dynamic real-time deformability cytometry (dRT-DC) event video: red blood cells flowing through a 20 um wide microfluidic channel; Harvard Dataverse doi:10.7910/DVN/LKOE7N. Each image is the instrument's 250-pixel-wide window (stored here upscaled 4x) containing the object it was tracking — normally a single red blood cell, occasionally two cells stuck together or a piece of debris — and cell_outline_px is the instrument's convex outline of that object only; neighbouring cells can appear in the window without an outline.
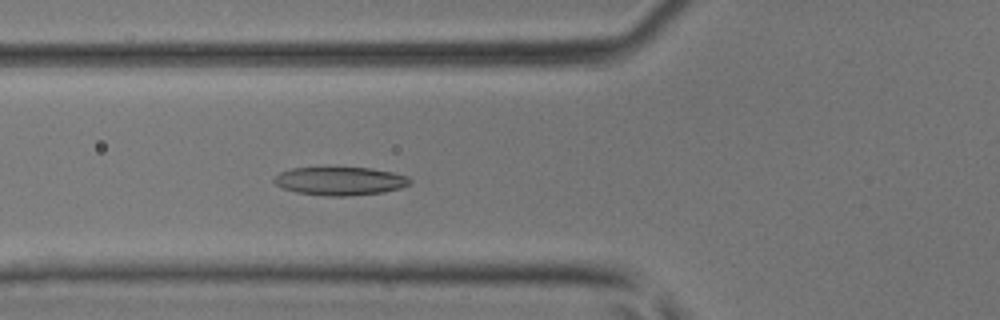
{"species": "common noctule bat (a hibernating species)", "species_latin": "Nyctalus noctula", "temperature_condition": "room temperature", "stored_images_in_passage": 34, "camera_frame_rate_fps": 3000, "um_per_image_px": 0.085, "animal": {"sex": "male", "body_mass_g": 17.9, "forearm_length_mm": 54.2}, "frame": {"image": 1, "passage_image": 3, "time_ms": 0.667, "image_size_px": [1000, 320], "cell_outline_px": [[404, 184], [392, 188], [376, 192], [304, 192], [288, 188], [288, 172], [300, 168], [364, 168], [384, 172], [400, 176]], "centroid_in_image_um": [29.04, 15.32], "position_along_channel_um": 96.8, "area_um2": 17.63}}
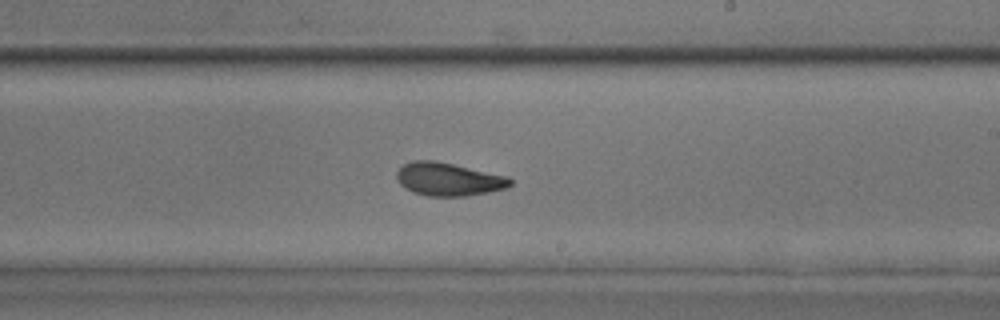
{"frame": {"image": 2, "passage_image": 14, "time_ms": 4.333, "image_size_px": [1000, 320], "cell_outline_px": [[512, 180], [508, 184], [500, 188], [480, 192], [448, 196], [444, 196], [420, 192], [408, 188], [400, 180], [400, 168], [408, 164], [448, 164]], "centroid_in_image_um": [38.11, 15.28], "position_along_channel_um": 250.9, "area_um2": 18.21}}
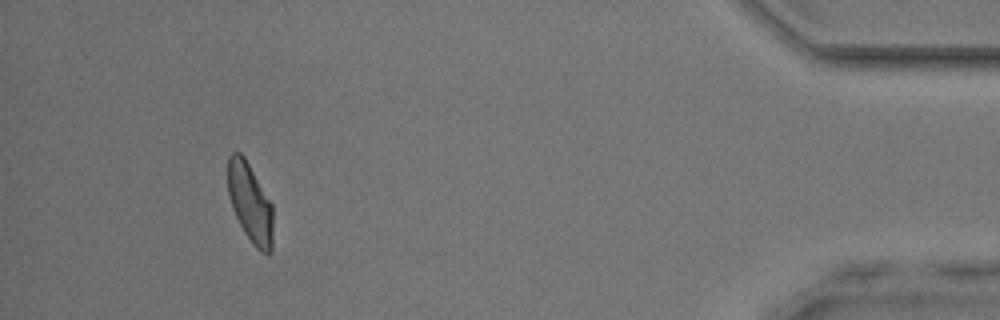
{"frame": {"image": 3, "passage_image": 30, "time_ms": 9.667, "image_size_px": [1000, 320], "cell_outline_px": [[272, 220], [268, 252], [260, 248], [248, 236], [232, 204], [228, 188], [228, 160], [236, 152], [244, 160], [272, 204]], "centroid_in_image_um": [21.24, 17.17], "position_along_channel_um": 414.0, "area_um2": 18.5}, "authors_computed_cell_mechanics": {"area_um2": 18.785, "velocity_mm_per_s": 4.2138, "shape_relaxation_time_tau1_ms": null, "shape_relaxation_time_tau2_ms": 1.1708, "deformation_change_tau1": null, "deformation_change_tau2": 0.082}}